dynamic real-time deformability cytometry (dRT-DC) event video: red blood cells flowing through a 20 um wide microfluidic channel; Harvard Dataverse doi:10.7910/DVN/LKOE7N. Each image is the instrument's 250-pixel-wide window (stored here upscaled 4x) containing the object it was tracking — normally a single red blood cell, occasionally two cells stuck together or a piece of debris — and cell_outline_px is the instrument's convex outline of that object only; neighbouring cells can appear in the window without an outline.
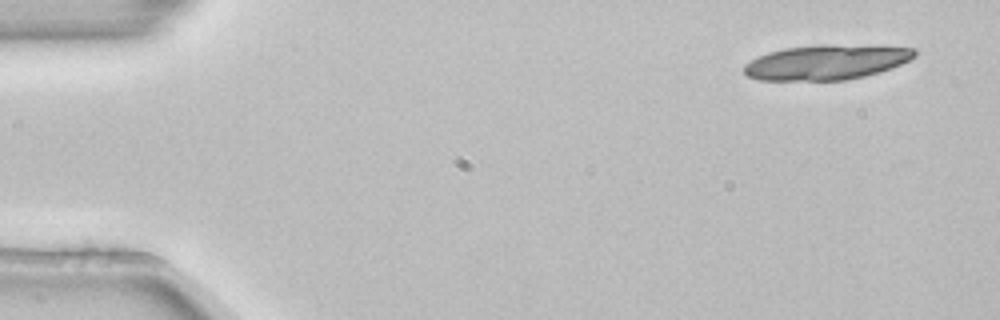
{"species": "common noctule bat (a hibernating species)", "species_latin": "Nyctalus noctula", "temperature_condition": "room temperature", "stored_images_in_passage": 6, "camera_frame_rate_fps": 3000, "um_per_image_px": 0.085, "animal": {"sex": "female", "body_mass_g": 22.7, "forearm_length_mm": 54.2}, "frame": {"image": 1, "passage_image": 1, "time_ms": 0.0, "image_size_px": [1000, 320], "cell_outline_px": [[916, 56], [900, 64], [880, 72], [864, 76], [844, 80], [756, 80], [748, 76], [744, 72], [744, 64], [768, 52], [784, 48], [820, 44], [832, 44], [916, 48]], "centroid_in_image_um": [70.22, 5.29], "position_along_channel_um": 14.8, "area_um2": 34.56}}
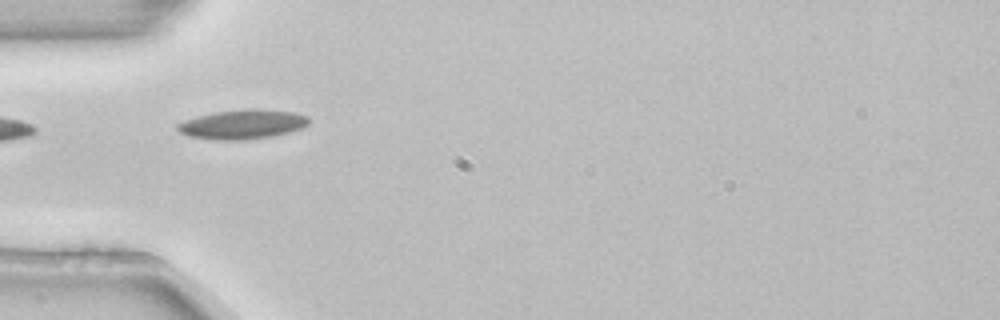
{"frame": {"image": 2, "passage_image": 4, "time_ms": 1.0, "image_size_px": [1000, 320], "cell_outline_px": [[308, 124], [300, 128], [288, 132], [268, 136], [244, 140], [216, 140], [188, 136], [180, 132], [176, 128], [176, 124], [184, 120], [216, 112], [296, 112], [308, 116]], "centroid_in_image_um": [20.54, 10.63], "position_along_channel_um": 64.5, "area_um2": 21.1}}